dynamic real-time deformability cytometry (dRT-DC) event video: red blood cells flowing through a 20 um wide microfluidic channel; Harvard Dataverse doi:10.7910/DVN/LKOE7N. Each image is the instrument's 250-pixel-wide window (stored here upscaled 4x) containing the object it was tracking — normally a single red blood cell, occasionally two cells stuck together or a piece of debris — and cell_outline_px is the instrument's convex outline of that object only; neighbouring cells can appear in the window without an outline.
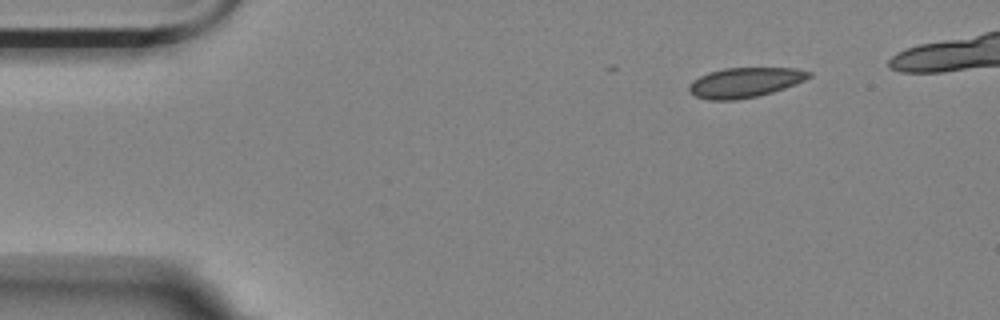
{"species": "Egyptian fruit bat (a non-hibernating species)", "species_latin": "Rousettus aegyptiacus", "temperature_condition": "room temperature", "stored_images_in_passage": 6, "camera_frame_rate_fps": 3000, "um_per_image_px": 0.085, "animal": {"sex": "female"}, "frame": {"image": 1, "passage_image": 1, "time_ms": 0.0, "image_size_px": [1000, 320], "cell_outline_px": [[812, 76], [804, 80], [784, 88], [772, 92], [756, 96], [736, 100], [708, 100], [696, 96], [688, 92], [688, 84], [692, 80], [708, 72], [724, 68], [796, 68], [812, 72]], "centroid_in_image_um": [63.28, 7.01], "position_along_channel_um": 21.7, "area_um2": 20.92}}